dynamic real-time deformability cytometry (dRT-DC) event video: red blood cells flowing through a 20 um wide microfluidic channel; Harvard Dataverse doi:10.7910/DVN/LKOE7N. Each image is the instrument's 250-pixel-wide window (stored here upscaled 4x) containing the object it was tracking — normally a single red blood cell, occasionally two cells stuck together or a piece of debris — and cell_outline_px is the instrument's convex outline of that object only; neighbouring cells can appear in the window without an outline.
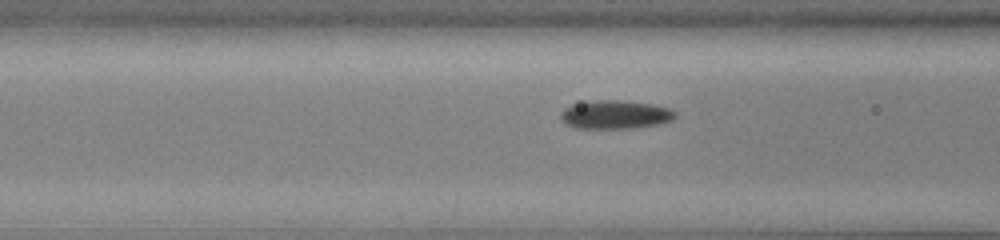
{"species": "common noctule bat (a hibernating species)", "species_latin": "Nyctalus noctula", "temperature_condition": "cold", "stored_images_in_passage": 15, "camera_frame_rate_fps": 3000, "um_per_image_px": 0.085, "animal": {"sex": "male", "body_mass_g": 13.0, "forearm_length_mm": 53.1}, "frame": {"image": 1, "passage_image": 13, "time_ms": 4.0, "image_size_px": [1000, 240], "cell_outline_px": [[676, 116], [672, 120], [656, 124], [632, 128], [576, 128], [564, 124], [560, 116], [560, 112], [564, 108], [572, 104], [596, 100], [616, 100], [652, 104], [668, 108], [676, 112]], "centroid_in_image_um": [52.25, 9.74], "position_along_channel_um": 114.4, "area_um2": 18.96}}